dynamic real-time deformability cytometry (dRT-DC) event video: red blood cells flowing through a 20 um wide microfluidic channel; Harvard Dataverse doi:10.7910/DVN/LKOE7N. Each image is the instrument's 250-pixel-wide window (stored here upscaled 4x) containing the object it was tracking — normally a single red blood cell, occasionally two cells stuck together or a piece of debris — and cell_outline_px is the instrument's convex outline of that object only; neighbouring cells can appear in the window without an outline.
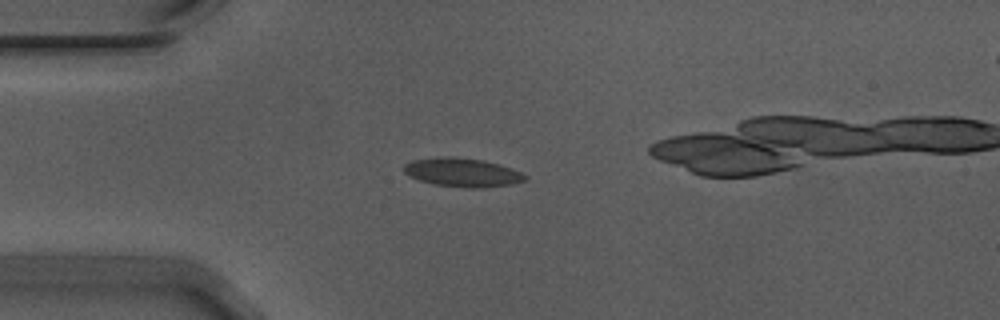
{"species": "Egyptian fruit bat (a non-hibernating species)", "species_latin": "Rousettus aegyptiacus", "temperature_condition": "warm", "stored_images_in_passage": 49, "camera_frame_rate_fps": 3000, "um_per_image_px": 0.085, "animal": {"sex": "male"}, "frame": {"image": 1, "passage_image": 14, "time_ms": 4.333, "image_size_px": [1000, 320], "cell_outline_px": [[528, 176], [524, 180], [512, 184], [484, 188], [468, 188], [432, 184], [408, 176], [404, 172], [404, 164], [412, 160], [480, 160], [500, 164], [512, 168]], "centroid_in_image_um": [39.36, 14.73], "position_along_channel_um": 45.6, "area_um2": 19.25}}
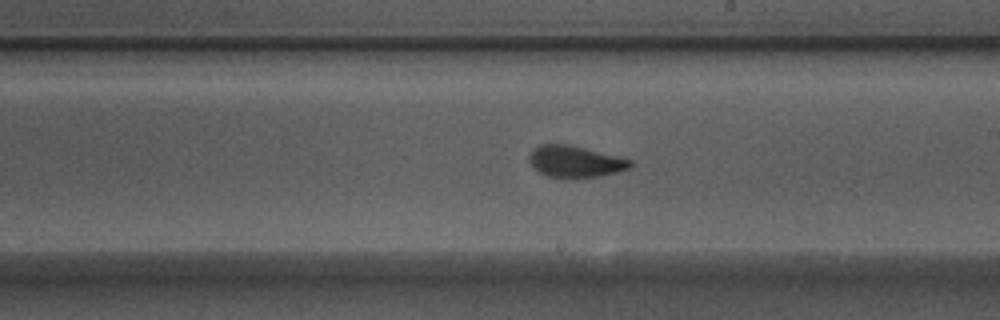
{"frame": {"image": 2, "passage_image": 31, "time_ms": 10.0, "image_size_px": [1000, 320], "cell_outline_px": [[632, 168], [600, 176], [572, 180], [544, 176], [528, 160], [528, 156], [540, 144], [568, 144], [620, 156], [632, 160]], "centroid_in_image_um": [48.93, 13.76], "position_along_channel_um": 240.1, "area_um2": 19.02}}
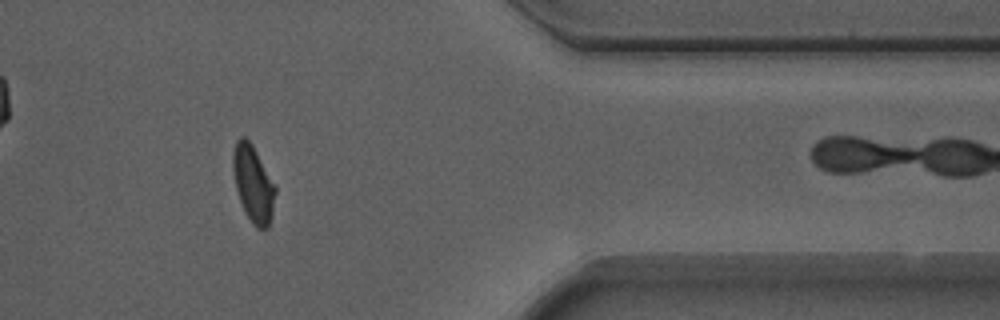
{"frame": {"image": 3, "passage_image": 45, "time_ms": 14.667, "image_size_px": [1000, 320], "cell_outline_px": [[276, 192], [272, 216], [268, 228], [256, 228], [252, 224], [244, 212], [236, 188], [232, 168], [232, 156], [236, 140], [240, 136], [244, 136], [252, 144], [276, 184]], "centroid_in_image_um": [21.53, 15.62], "position_along_channel_um": 389.9, "area_um2": 19.19}}